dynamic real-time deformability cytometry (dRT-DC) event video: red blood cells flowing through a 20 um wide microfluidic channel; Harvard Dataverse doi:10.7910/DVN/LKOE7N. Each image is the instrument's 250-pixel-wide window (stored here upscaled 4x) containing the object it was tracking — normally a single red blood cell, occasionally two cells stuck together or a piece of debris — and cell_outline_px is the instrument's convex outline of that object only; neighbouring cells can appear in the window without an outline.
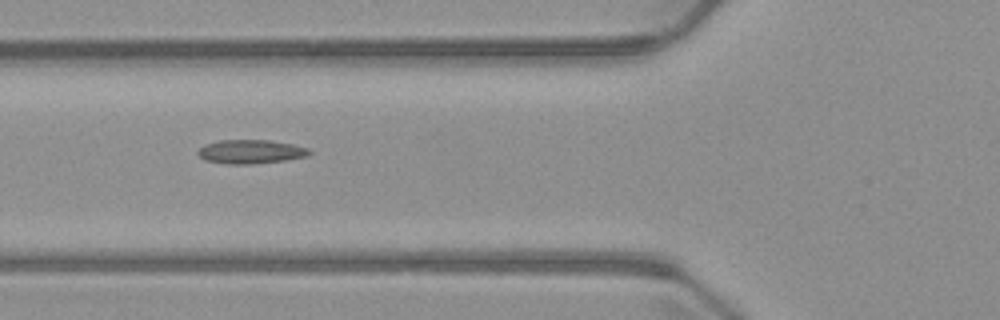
{"species": "common noctule bat (a hibernating species)", "species_latin": "Nyctalus noctula", "temperature_condition": "warm", "stored_images_in_passage": 8, "camera_frame_rate_fps": 3000, "um_per_image_px": 0.085, "animal": {"sex": "male", "body_mass_g": 23.1, "forearm_length_mm": 52.7}, "frame": {"image": 1, "passage_image": 6, "time_ms": 6.0, "image_size_px": [1000, 320], "cell_outline_px": [[312, 152], [308, 156], [284, 160], [252, 164], [228, 164], [204, 160], [196, 152], [204, 144], [220, 140], [268, 140], [292, 144], [308, 148]], "centroid_in_image_um": [21.29, 12.89], "position_along_channel_um": 104.5, "area_um2": 15.49}}
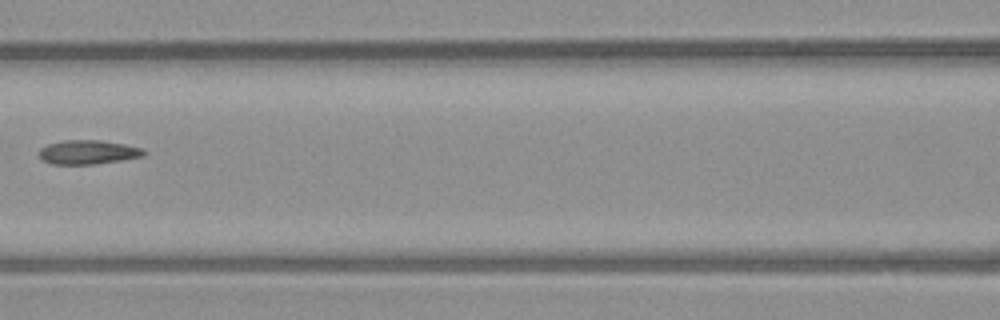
{"frame": {"image": 2, "passage_image": 7, "time_ms": 7.333, "image_size_px": [1000, 320], "cell_outline_px": [[148, 152], [144, 156], [96, 164], [52, 164], [40, 160], [40, 148], [48, 144], [64, 140], [100, 140], [124, 144], [144, 148]], "centroid_in_image_um": [7.5, 12.93], "position_along_channel_um": 159.1, "area_um2": 14.8}}
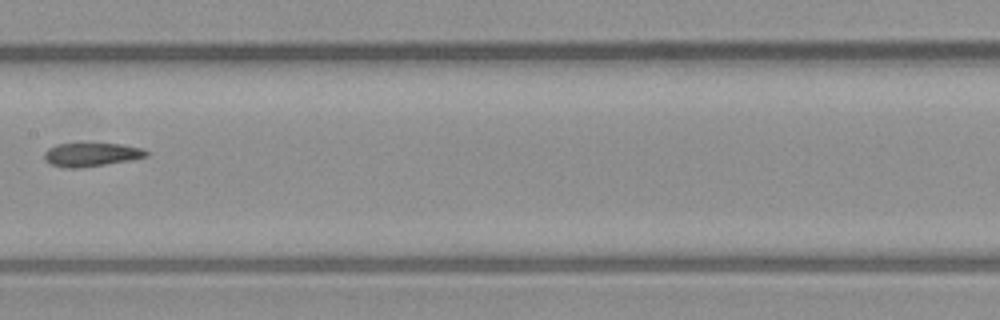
{"frame": {"image": 3, "passage_image": 8, "time_ms": 8.333, "image_size_px": [1000, 320], "cell_outline_px": [[148, 156], [132, 160], [80, 168], [64, 168], [48, 164], [44, 160], [44, 152], [48, 148], [56, 144], [120, 144], [144, 148], [148, 152]], "centroid_in_image_um": [7.74, 13.15], "position_along_channel_um": 199.7, "area_um2": 14.16}}